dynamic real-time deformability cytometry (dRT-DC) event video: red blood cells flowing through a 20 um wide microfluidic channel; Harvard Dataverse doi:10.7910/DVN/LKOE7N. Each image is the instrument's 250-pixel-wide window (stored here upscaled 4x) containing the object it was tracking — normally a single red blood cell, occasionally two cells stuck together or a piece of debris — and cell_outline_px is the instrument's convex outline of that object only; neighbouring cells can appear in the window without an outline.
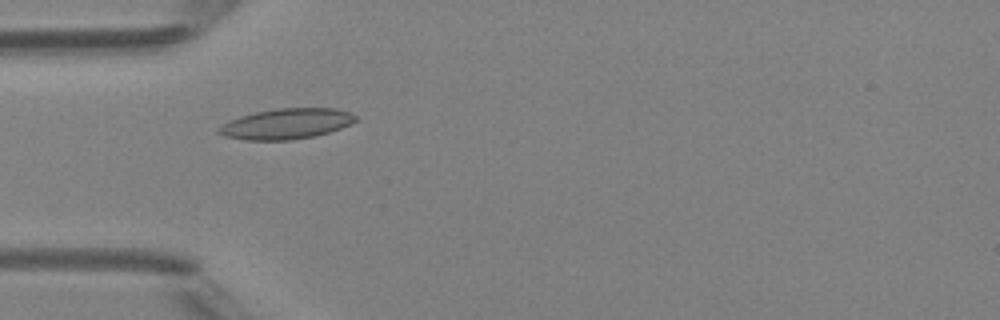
{"species": "Egyptian fruit bat (a non-hibernating species)", "species_latin": "Rousettus aegyptiacus", "temperature_condition": "room temperature", "stored_images_in_passage": 8, "camera_frame_rate_fps": 3000, "um_per_image_px": 0.085, "animal": {"sex": "female"}, "frame": {"image": 1, "passage_image": 5, "time_ms": 5.667, "image_size_px": [1000, 320], "cell_outline_px": [[356, 120], [340, 128], [316, 136], [292, 140], [244, 140], [224, 136], [216, 132], [216, 128], [240, 116], [256, 112], [276, 108], [336, 108], [348, 112], [356, 116]], "centroid_in_image_um": [24.31, 10.53], "position_along_channel_um": 60.7, "area_um2": 24.22}}
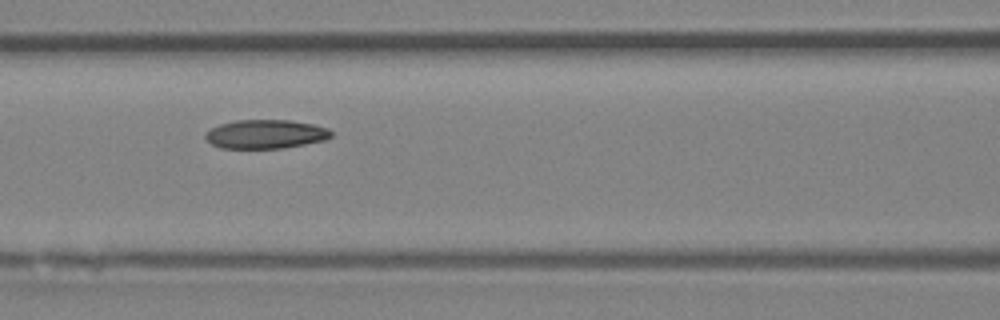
{"frame": {"image": 2, "passage_image": 7, "time_ms": 7.667, "image_size_px": [1000, 320], "cell_outline_px": [[332, 136], [324, 140], [284, 148], [220, 148], [212, 144], [204, 136], [204, 132], [220, 124], [236, 120], [288, 120], [312, 124], [328, 128], [332, 132]], "centroid_in_image_um": [22.56, 11.4], "position_along_channel_um": 144.0, "area_um2": 21.1}}
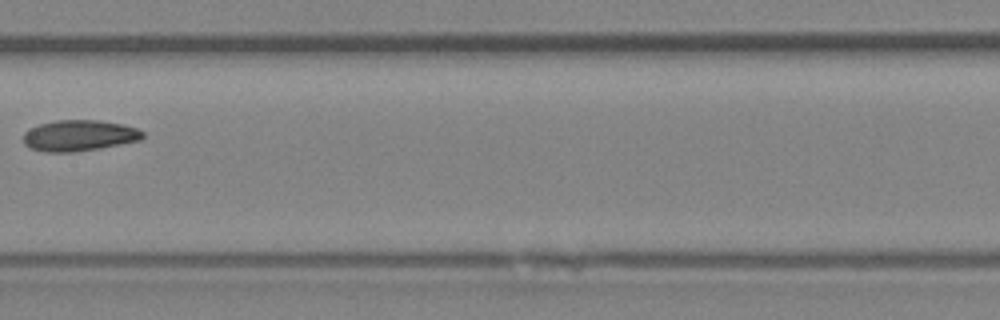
{"frame": {"image": 3, "passage_image": 8, "time_ms": 9.0, "image_size_px": [1000, 320], "cell_outline_px": [[144, 136], [140, 140], [100, 148], [72, 152], [48, 152], [32, 148], [24, 144], [24, 132], [40, 124], [56, 120], [100, 120], [120, 124], [136, 128], [144, 132]], "centroid_in_image_um": [6.74, 11.52], "position_along_channel_um": 200.7, "area_um2": 21.33}}